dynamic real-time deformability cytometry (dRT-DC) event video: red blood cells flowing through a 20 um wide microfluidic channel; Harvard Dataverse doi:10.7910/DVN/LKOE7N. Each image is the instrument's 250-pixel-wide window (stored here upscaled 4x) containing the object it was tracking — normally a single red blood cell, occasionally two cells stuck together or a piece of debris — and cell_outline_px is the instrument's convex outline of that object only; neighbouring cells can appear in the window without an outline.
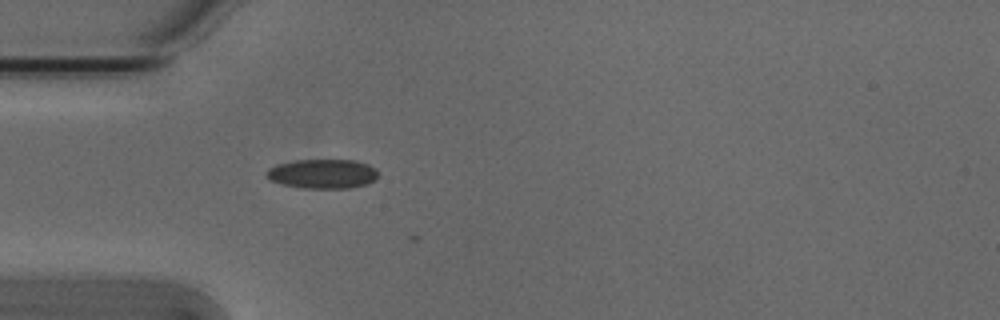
{"species": "Egyptian fruit bat (a non-hibernating species)", "species_latin": "Rousettus aegyptiacus", "temperature_condition": "cold", "stored_images_in_passage": 4, "camera_frame_rate_fps": 3000, "um_per_image_px": 0.085, "animal": {"sex": "male"}, "frame": {"image": 1, "passage_image": 4, "time_ms": 1.0, "image_size_px": [1000, 320], "cell_outline_px": [[376, 176], [372, 180], [364, 184], [348, 188], [304, 188], [284, 184], [272, 180], [264, 172], [268, 168], [276, 164], [296, 160], [356, 160], [368, 164], [376, 168]], "centroid_in_image_um": [27.39, 14.75], "position_along_channel_um": 57.6, "area_um2": 18.84}}